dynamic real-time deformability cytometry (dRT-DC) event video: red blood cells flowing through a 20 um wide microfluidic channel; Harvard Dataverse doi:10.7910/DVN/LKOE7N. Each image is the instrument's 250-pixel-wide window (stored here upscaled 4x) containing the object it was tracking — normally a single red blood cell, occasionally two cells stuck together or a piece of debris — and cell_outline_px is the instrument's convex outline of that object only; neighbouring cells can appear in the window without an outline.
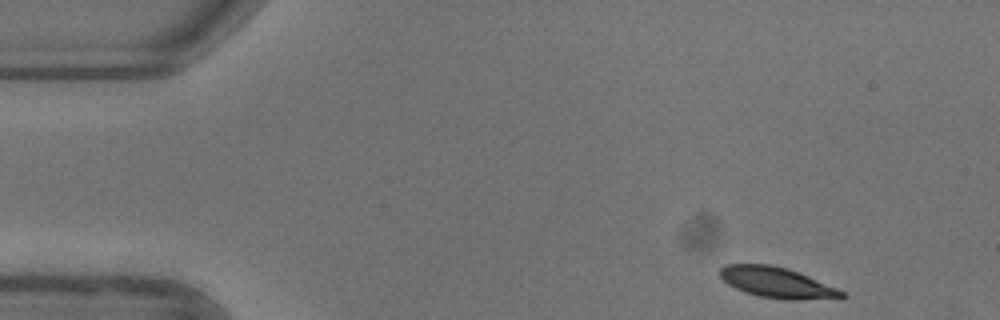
{"species": "common noctule bat (a hibernating species)", "species_latin": "Nyctalus noctula", "temperature_condition": "warm", "stored_images_in_passage": 11, "camera_frame_rate_fps": 3000, "um_per_image_px": 0.085, "animal": {"sex": "female"}, "frame": {"image": 1, "passage_image": 1, "time_ms": 0.0, "image_size_px": [1000, 320], "cell_outline_px": [[848, 296], [800, 300], [784, 300], [760, 296], [744, 292], [728, 284], [720, 276], [720, 268], [724, 264], [768, 264], [788, 268], [808, 276], [836, 288], [844, 292]], "centroid_in_image_um": [65.99, 24.01], "position_along_channel_um": 19.0, "area_um2": 21.5}}
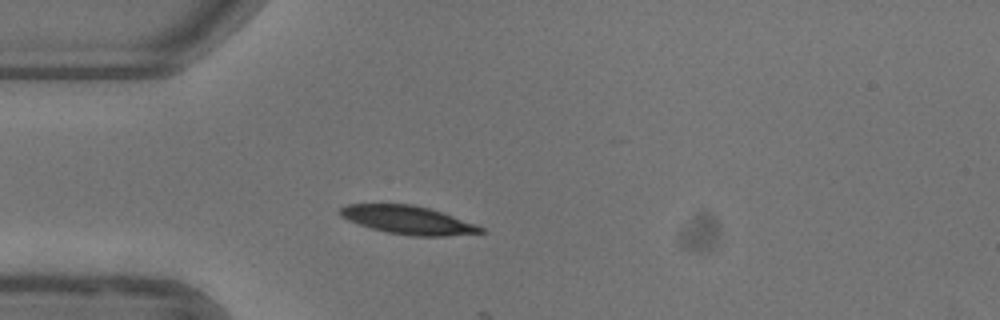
{"frame": {"image": 2, "passage_image": 10, "time_ms": 3.0, "image_size_px": [1000, 320], "cell_outline_px": [[488, 232], [444, 236], [412, 236], [388, 232], [372, 228], [348, 220], [340, 216], [340, 208], [348, 204], [412, 204], [428, 208], [476, 224], [484, 228]], "centroid_in_image_um": [34.7, 18.7], "position_along_channel_um": 50.3, "area_um2": 22.89}}